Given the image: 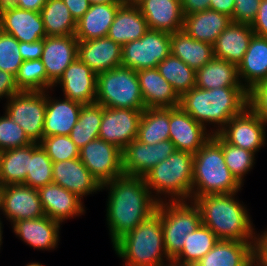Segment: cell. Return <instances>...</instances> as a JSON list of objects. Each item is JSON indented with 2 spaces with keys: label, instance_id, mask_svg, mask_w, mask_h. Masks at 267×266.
<instances>
[{
  "label": "cell",
  "instance_id": "cell-1",
  "mask_svg": "<svg viewBox=\"0 0 267 266\" xmlns=\"http://www.w3.org/2000/svg\"><path fill=\"white\" fill-rule=\"evenodd\" d=\"M108 190L106 221L112 245L156 212L158 201L144 177L121 175L102 184Z\"/></svg>",
  "mask_w": 267,
  "mask_h": 266
},
{
  "label": "cell",
  "instance_id": "cell-2",
  "mask_svg": "<svg viewBox=\"0 0 267 266\" xmlns=\"http://www.w3.org/2000/svg\"><path fill=\"white\" fill-rule=\"evenodd\" d=\"M249 92L244 87L202 89L194 87L180 97L179 106L195 121L218 133L234 116L248 107Z\"/></svg>",
  "mask_w": 267,
  "mask_h": 266
},
{
  "label": "cell",
  "instance_id": "cell-3",
  "mask_svg": "<svg viewBox=\"0 0 267 266\" xmlns=\"http://www.w3.org/2000/svg\"><path fill=\"white\" fill-rule=\"evenodd\" d=\"M236 193L211 194L197 197L194 202L201 212L202 224L219 240L254 241L255 226L247 207Z\"/></svg>",
  "mask_w": 267,
  "mask_h": 266
},
{
  "label": "cell",
  "instance_id": "cell-4",
  "mask_svg": "<svg viewBox=\"0 0 267 266\" xmlns=\"http://www.w3.org/2000/svg\"><path fill=\"white\" fill-rule=\"evenodd\" d=\"M124 266H164L171 261L164 248L160 215L155 212L113 244Z\"/></svg>",
  "mask_w": 267,
  "mask_h": 266
},
{
  "label": "cell",
  "instance_id": "cell-5",
  "mask_svg": "<svg viewBox=\"0 0 267 266\" xmlns=\"http://www.w3.org/2000/svg\"><path fill=\"white\" fill-rule=\"evenodd\" d=\"M242 187L225 163L222 146L211 136L194 154L191 200L211 194L236 193Z\"/></svg>",
  "mask_w": 267,
  "mask_h": 266
},
{
  "label": "cell",
  "instance_id": "cell-6",
  "mask_svg": "<svg viewBox=\"0 0 267 266\" xmlns=\"http://www.w3.org/2000/svg\"><path fill=\"white\" fill-rule=\"evenodd\" d=\"M193 159L194 154L176 150L144 176L148 189L158 202L191 200Z\"/></svg>",
  "mask_w": 267,
  "mask_h": 266
},
{
  "label": "cell",
  "instance_id": "cell-7",
  "mask_svg": "<svg viewBox=\"0 0 267 266\" xmlns=\"http://www.w3.org/2000/svg\"><path fill=\"white\" fill-rule=\"evenodd\" d=\"M156 212L161 218L165 251L173 260L182 251L187 234L202 223L200 209L192 200H167L158 202Z\"/></svg>",
  "mask_w": 267,
  "mask_h": 266
},
{
  "label": "cell",
  "instance_id": "cell-8",
  "mask_svg": "<svg viewBox=\"0 0 267 266\" xmlns=\"http://www.w3.org/2000/svg\"><path fill=\"white\" fill-rule=\"evenodd\" d=\"M96 104L144 110L137 72L123 66L97 74Z\"/></svg>",
  "mask_w": 267,
  "mask_h": 266
},
{
  "label": "cell",
  "instance_id": "cell-9",
  "mask_svg": "<svg viewBox=\"0 0 267 266\" xmlns=\"http://www.w3.org/2000/svg\"><path fill=\"white\" fill-rule=\"evenodd\" d=\"M5 103V113L35 143L43 139L46 91H20Z\"/></svg>",
  "mask_w": 267,
  "mask_h": 266
},
{
  "label": "cell",
  "instance_id": "cell-10",
  "mask_svg": "<svg viewBox=\"0 0 267 266\" xmlns=\"http://www.w3.org/2000/svg\"><path fill=\"white\" fill-rule=\"evenodd\" d=\"M170 44L171 34L149 29L122 46V66L135 71L155 68L171 53Z\"/></svg>",
  "mask_w": 267,
  "mask_h": 266
},
{
  "label": "cell",
  "instance_id": "cell-11",
  "mask_svg": "<svg viewBox=\"0 0 267 266\" xmlns=\"http://www.w3.org/2000/svg\"><path fill=\"white\" fill-rule=\"evenodd\" d=\"M79 159L101 185L124 175L122 150L101 138L82 147Z\"/></svg>",
  "mask_w": 267,
  "mask_h": 266
},
{
  "label": "cell",
  "instance_id": "cell-12",
  "mask_svg": "<svg viewBox=\"0 0 267 266\" xmlns=\"http://www.w3.org/2000/svg\"><path fill=\"white\" fill-rule=\"evenodd\" d=\"M266 126L248 106L231 118L218 134L231 145L253 152L255 155L266 143Z\"/></svg>",
  "mask_w": 267,
  "mask_h": 266
},
{
  "label": "cell",
  "instance_id": "cell-13",
  "mask_svg": "<svg viewBox=\"0 0 267 266\" xmlns=\"http://www.w3.org/2000/svg\"><path fill=\"white\" fill-rule=\"evenodd\" d=\"M1 214L12 224L24 219L45 216L38 189L25 184L2 186L0 189Z\"/></svg>",
  "mask_w": 267,
  "mask_h": 266
},
{
  "label": "cell",
  "instance_id": "cell-14",
  "mask_svg": "<svg viewBox=\"0 0 267 266\" xmlns=\"http://www.w3.org/2000/svg\"><path fill=\"white\" fill-rule=\"evenodd\" d=\"M144 110L103 107L99 138L123 150L137 139Z\"/></svg>",
  "mask_w": 267,
  "mask_h": 266
},
{
  "label": "cell",
  "instance_id": "cell-15",
  "mask_svg": "<svg viewBox=\"0 0 267 266\" xmlns=\"http://www.w3.org/2000/svg\"><path fill=\"white\" fill-rule=\"evenodd\" d=\"M176 151L170 140L144 144L135 139L122 150L125 175L144 177L159 162Z\"/></svg>",
  "mask_w": 267,
  "mask_h": 266
},
{
  "label": "cell",
  "instance_id": "cell-16",
  "mask_svg": "<svg viewBox=\"0 0 267 266\" xmlns=\"http://www.w3.org/2000/svg\"><path fill=\"white\" fill-rule=\"evenodd\" d=\"M169 140L177 151L195 154L212 136L203 125L195 121L180 106L169 108Z\"/></svg>",
  "mask_w": 267,
  "mask_h": 266
},
{
  "label": "cell",
  "instance_id": "cell-17",
  "mask_svg": "<svg viewBox=\"0 0 267 266\" xmlns=\"http://www.w3.org/2000/svg\"><path fill=\"white\" fill-rule=\"evenodd\" d=\"M58 85L67 99L83 105L96 102L97 74L78 57L65 69L53 88Z\"/></svg>",
  "mask_w": 267,
  "mask_h": 266
},
{
  "label": "cell",
  "instance_id": "cell-18",
  "mask_svg": "<svg viewBox=\"0 0 267 266\" xmlns=\"http://www.w3.org/2000/svg\"><path fill=\"white\" fill-rule=\"evenodd\" d=\"M78 40L75 35L46 36L43 39L41 61L47 79L54 85L65 69L77 58Z\"/></svg>",
  "mask_w": 267,
  "mask_h": 266
},
{
  "label": "cell",
  "instance_id": "cell-19",
  "mask_svg": "<svg viewBox=\"0 0 267 266\" xmlns=\"http://www.w3.org/2000/svg\"><path fill=\"white\" fill-rule=\"evenodd\" d=\"M53 183L78 195L81 199L102 191L101 184L79 158L53 162Z\"/></svg>",
  "mask_w": 267,
  "mask_h": 266
},
{
  "label": "cell",
  "instance_id": "cell-20",
  "mask_svg": "<svg viewBox=\"0 0 267 266\" xmlns=\"http://www.w3.org/2000/svg\"><path fill=\"white\" fill-rule=\"evenodd\" d=\"M45 215L62 222L84 215L83 199L60 185L51 183L38 189Z\"/></svg>",
  "mask_w": 267,
  "mask_h": 266
},
{
  "label": "cell",
  "instance_id": "cell-21",
  "mask_svg": "<svg viewBox=\"0 0 267 266\" xmlns=\"http://www.w3.org/2000/svg\"><path fill=\"white\" fill-rule=\"evenodd\" d=\"M11 225L18 239L39 251L55 250L60 241L61 223L46 215L41 218L15 221Z\"/></svg>",
  "mask_w": 267,
  "mask_h": 266
},
{
  "label": "cell",
  "instance_id": "cell-22",
  "mask_svg": "<svg viewBox=\"0 0 267 266\" xmlns=\"http://www.w3.org/2000/svg\"><path fill=\"white\" fill-rule=\"evenodd\" d=\"M77 57L99 74L122 66V46L107 36L79 41Z\"/></svg>",
  "mask_w": 267,
  "mask_h": 266
},
{
  "label": "cell",
  "instance_id": "cell-23",
  "mask_svg": "<svg viewBox=\"0 0 267 266\" xmlns=\"http://www.w3.org/2000/svg\"><path fill=\"white\" fill-rule=\"evenodd\" d=\"M137 6L150 30L169 34L182 31L184 13L181 0H143Z\"/></svg>",
  "mask_w": 267,
  "mask_h": 266
},
{
  "label": "cell",
  "instance_id": "cell-24",
  "mask_svg": "<svg viewBox=\"0 0 267 266\" xmlns=\"http://www.w3.org/2000/svg\"><path fill=\"white\" fill-rule=\"evenodd\" d=\"M49 93L47 90L43 137L69 135L78 121L83 104L65 97L55 99Z\"/></svg>",
  "mask_w": 267,
  "mask_h": 266
},
{
  "label": "cell",
  "instance_id": "cell-25",
  "mask_svg": "<svg viewBox=\"0 0 267 266\" xmlns=\"http://www.w3.org/2000/svg\"><path fill=\"white\" fill-rule=\"evenodd\" d=\"M145 108H173L180 97L172 85L160 74L157 67L136 71Z\"/></svg>",
  "mask_w": 267,
  "mask_h": 266
},
{
  "label": "cell",
  "instance_id": "cell-26",
  "mask_svg": "<svg viewBox=\"0 0 267 266\" xmlns=\"http://www.w3.org/2000/svg\"><path fill=\"white\" fill-rule=\"evenodd\" d=\"M254 241L218 240L193 266H253Z\"/></svg>",
  "mask_w": 267,
  "mask_h": 266
},
{
  "label": "cell",
  "instance_id": "cell-27",
  "mask_svg": "<svg viewBox=\"0 0 267 266\" xmlns=\"http://www.w3.org/2000/svg\"><path fill=\"white\" fill-rule=\"evenodd\" d=\"M242 86L249 92L267 79V38L253 35L242 61L237 66Z\"/></svg>",
  "mask_w": 267,
  "mask_h": 266
},
{
  "label": "cell",
  "instance_id": "cell-28",
  "mask_svg": "<svg viewBox=\"0 0 267 266\" xmlns=\"http://www.w3.org/2000/svg\"><path fill=\"white\" fill-rule=\"evenodd\" d=\"M1 18L2 31L19 42H34L47 36L40 12L16 8L3 13Z\"/></svg>",
  "mask_w": 267,
  "mask_h": 266
},
{
  "label": "cell",
  "instance_id": "cell-29",
  "mask_svg": "<svg viewBox=\"0 0 267 266\" xmlns=\"http://www.w3.org/2000/svg\"><path fill=\"white\" fill-rule=\"evenodd\" d=\"M122 5L123 3H91L88 11L77 21V40L88 41L106 37Z\"/></svg>",
  "mask_w": 267,
  "mask_h": 266
},
{
  "label": "cell",
  "instance_id": "cell-30",
  "mask_svg": "<svg viewBox=\"0 0 267 266\" xmlns=\"http://www.w3.org/2000/svg\"><path fill=\"white\" fill-rule=\"evenodd\" d=\"M253 35L251 25L231 22L213 44L214 57L238 66Z\"/></svg>",
  "mask_w": 267,
  "mask_h": 266
},
{
  "label": "cell",
  "instance_id": "cell-31",
  "mask_svg": "<svg viewBox=\"0 0 267 266\" xmlns=\"http://www.w3.org/2000/svg\"><path fill=\"white\" fill-rule=\"evenodd\" d=\"M232 22L231 17L215 10L184 15L183 31L193 39L208 44H214L217 37Z\"/></svg>",
  "mask_w": 267,
  "mask_h": 266
},
{
  "label": "cell",
  "instance_id": "cell-32",
  "mask_svg": "<svg viewBox=\"0 0 267 266\" xmlns=\"http://www.w3.org/2000/svg\"><path fill=\"white\" fill-rule=\"evenodd\" d=\"M148 30L140 8L123 4L115 15L107 37L123 46L130 41L139 40Z\"/></svg>",
  "mask_w": 267,
  "mask_h": 266
},
{
  "label": "cell",
  "instance_id": "cell-33",
  "mask_svg": "<svg viewBox=\"0 0 267 266\" xmlns=\"http://www.w3.org/2000/svg\"><path fill=\"white\" fill-rule=\"evenodd\" d=\"M171 54L197 71L214 58L213 45L197 41L183 30L171 34Z\"/></svg>",
  "mask_w": 267,
  "mask_h": 266
},
{
  "label": "cell",
  "instance_id": "cell-34",
  "mask_svg": "<svg viewBox=\"0 0 267 266\" xmlns=\"http://www.w3.org/2000/svg\"><path fill=\"white\" fill-rule=\"evenodd\" d=\"M196 87L210 90L222 87H243L236 64L213 58L196 71Z\"/></svg>",
  "mask_w": 267,
  "mask_h": 266
},
{
  "label": "cell",
  "instance_id": "cell-35",
  "mask_svg": "<svg viewBox=\"0 0 267 266\" xmlns=\"http://www.w3.org/2000/svg\"><path fill=\"white\" fill-rule=\"evenodd\" d=\"M32 158V143L0 152V181L2 186L24 184Z\"/></svg>",
  "mask_w": 267,
  "mask_h": 266
},
{
  "label": "cell",
  "instance_id": "cell-36",
  "mask_svg": "<svg viewBox=\"0 0 267 266\" xmlns=\"http://www.w3.org/2000/svg\"><path fill=\"white\" fill-rule=\"evenodd\" d=\"M40 13L47 36L75 35L77 22L63 0H47Z\"/></svg>",
  "mask_w": 267,
  "mask_h": 266
},
{
  "label": "cell",
  "instance_id": "cell-37",
  "mask_svg": "<svg viewBox=\"0 0 267 266\" xmlns=\"http://www.w3.org/2000/svg\"><path fill=\"white\" fill-rule=\"evenodd\" d=\"M215 233L202 223L194 232L188 233L182 251L173 259L179 264L194 265L218 242Z\"/></svg>",
  "mask_w": 267,
  "mask_h": 266
},
{
  "label": "cell",
  "instance_id": "cell-38",
  "mask_svg": "<svg viewBox=\"0 0 267 266\" xmlns=\"http://www.w3.org/2000/svg\"><path fill=\"white\" fill-rule=\"evenodd\" d=\"M169 108H145L139 123L137 140L155 144L169 140Z\"/></svg>",
  "mask_w": 267,
  "mask_h": 266
},
{
  "label": "cell",
  "instance_id": "cell-39",
  "mask_svg": "<svg viewBox=\"0 0 267 266\" xmlns=\"http://www.w3.org/2000/svg\"><path fill=\"white\" fill-rule=\"evenodd\" d=\"M102 116V105L94 103L82 106L78 121L69 134V137L79 150L89 142L99 138Z\"/></svg>",
  "mask_w": 267,
  "mask_h": 266
},
{
  "label": "cell",
  "instance_id": "cell-40",
  "mask_svg": "<svg viewBox=\"0 0 267 266\" xmlns=\"http://www.w3.org/2000/svg\"><path fill=\"white\" fill-rule=\"evenodd\" d=\"M157 69L179 97L196 85V71L171 53L158 63Z\"/></svg>",
  "mask_w": 267,
  "mask_h": 266
},
{
  "label": "cell",
  "instance_id": "cell-41",
  "mask_svg": "<svg viewBox=\"0 0 267 266\" xmlns=\"http://www.w3.org/2000/svg\"><path fill=\"white\" fill-rule=\"evenodd\" d=\"M212 137L222 146L225 163L231 174L243 186L246 174L254 168L255 154L227 143L218 133L212 134Z\"/></svg>",
  "mask_w": 267,
  "mask_h": 266
},
{
  "label": "cell",
  "instance_id": "cell-42",
  "mask_svg": "<svg viewBox=\"0 0 267 266\" xmlns=\"http://www.w3.org/2000/svg\"><path fill=\"white\" fill-rule=\"evenodd\" d=\"M19 91H47L53 84L47 79V73L41 59L24 60L15 76Z\"/></svg>",
  "mask_w": 267,
  "mask_h": 266
},
{
  "label": "cell",
  "instance_id": "cell-43",
  "mask_svg": "<svg viewBox=\"0 0 267 266\" xmlns=\"http://www.w3.org/2000/svg\"><path fill=\"white\" fill-rule=\"evenodd\" d=\"M53 162L39 143H32V158L25 185L39 189L53 183Z\"/></svg>",
  "mask_w": 267,
  "mask_h": 266
},
{
  "label": "cell",
  "instance_id": "cell-44",
  "mask_svg": "<svg viewBox=\"0 0 267 266\" xmlns=\"http://www.w3.org/2000/svg\"><path fill=\"white\" fill-rule=\"evenodd\" d=\"M52 162L79 158V149L69 135L43 137L39 142Z\"/></svg>",
  "mask_w": 267,
  "mask_h": 266
},
{
  "label": "cell",
  "instance_id": "cell-45",
  "mask_svg": "<svg viewBox=\"0 0 267 266\" xmlns=\"http://www.w3.org/2000/svg\"><path fill=\"white\" fill-rule=\"evenodd\" d=\"M33 143L6 113L0 116V152Z\"/></svg>",
  "mask_w": 267,
  "mask_h": 266
},
{
  "label": "cell",
  "instance_id": "cell-46",
  "mask_svg": "<svg viewBox=\"0 0 267 266\" xmlns=\"http://www.w3.org/2000/svg\"><path fill=\"white\" fill-rule=\"evenodd\" d=\"M23 59L19 52V41L10 34H0V70L16 76Z\"/></svg>",
  "mask_w": 267,
  "mask_h": 266
},
{
  "label": "cell",
  "instance_id": "cell-47",
  "mask_svg": "<svg viewBox=\"0 0 267 266\" xmlns=\"http://www.w3.org/2000/svg\"><path fill=\"white\" fill-rule=\"evenodd\" d=\"M248 106L267 126V79L249 91Z\"/></svg>",
  "mask_w": 267,
  "mask_h": 266
},
{
  "label": "cell",
  "instance_id": "cell-48",
  "mask_svg": "<svg viewBox=\"0 0 267 266\" xmlns=\"http://www.w3.org/2000/svg\"><path fill=\"white\" fill-rule=\"evenodd\" d=\"M261 0H235L232 22L251 25L258 13Z\"/></svg>",
  "mask_w": 267,
  "mask_h": 266
},
{
  "label": "cell",
  "instance_id": "cell-49",
  "mask_svg": "<svg viewBox=\"0 0 267 266\" xmlns=\"http://www.w3.org/2000/svg\"><path fill=\"white\" fill-rule=\"evenodd\" d=\"M253 255L255 266H267V228L255 234Z\"/></svg>",
  "mask_w": 267,
  "mask_h": 266
},
{
  "label": "cell",
  "instance_id": "cell-50",
  "mask_svg": "<svg viewBox=\"0 0 267 266\" xmlns=\"http://www.w3.org/2000/svg\"><path fill=\"white\" fill-rule=\"evenodd\" d=\"M19 52L23 60L41 59L43 39L34 42H19Z\"/></svg>",
  "mask_w": 267,
  "mask_h": 266
},
{
  "label": "cell",
  "instance_id": "cell-51",
  "mask_svg": "<svg viewBox=\"0 0 267 266\" xmlns=\"http://www.w3.org/2000/svg\"><path fill=\"white\" fill-rule=\"evenodd\" d=\"M19 92L15 83V76L9 72L0 70V98L5 97L8 100L11 96Z\"/></svg>",
  "mask_w": 267,
  "mask_h": 266
},
{
  "label": "cell",
  "instance_id": "cell-52",
  "mask_svg": "<svg viewBox=\"0 0 267 266\" xmlns=\"http://www.w3.org/2000/svg\"><path fill=\"white\" fill-rule=\"evenodd\" d=\"M255 35L267 38V0H261L257 16L251 24Z\"/></svg>",
  "mask_w": 267,
  "mask_h": 266
},
{
  "label": "cell",
  "instance_id": "cell-53",
  "mask_svg": "<svg viewBox=\"0 0 267 266\" xmlns=\"http://www.w3.org/2000/svg\"><path fill=\"white\" fill-rule=\"evenodd\" d=\"M70 10L72 17L77 22L90 8V0H63Z\"/></svg>",
  "mask_w": 267,
  "mask_h": 266
},
{
  "label": "cell",
  "instance_id": "cell-54",
  "mask_svg": "<svg viewBox=\"0 0 267 266\" xmlns=\"http://www.w3.org/2000/svg\"><path fill=\"white\" fill-rule=\"evenodd\" d=\"M210 0H181L184 15H190L209 9Z\"/></svg>",
  "mask_w": 267,
  "mask_h": 266
},
{
  "label": "cell",
  "instance_id": "cell-55",
  "mask_svg": "<svg viewBox=\"0 0 267 266\" xmlns=\"http://www.w3.org/2000/svg\"><path fill=\"white\" fill-rule=\"evenodd\" d=\"M235 0H210L209 9L226 14L232 18Z\"/></svg>",
  "mask_w": 267,
  "mask_h": 266
},
{
  "label": "cell",
  "instance_id": "cell-56",
  "mask_svg": "<svg viewBox=\"0 0 267 266\" xmlns=\"http://www.w3.org/2000/svg\"><path fill=\"white\" fill-rule=\"evenodd\" d=\"M47 0H17L18 8L34 12H41Z\"/></svg>",
  "mask_w": 267,
  "mask_h": 266
},
{
  "label": "cell",
  "instance_id": "cell-57",
  "mask_svg": "<svg viewBox=\"0 0 267 266\" xmlns=\"http://www.w3.org/2000/svg\"><path fill=\"white\" fill-rule=\"evenodd\" d=\"M18 8L17 0H0V14Z\"/></svg>",
  "mask_w": 267,
  "mask_h": 266
},
{
  "label": "cell",
  "instance_id": "cell-58",
  "mask_svg": "<svg viewBox=\"0 0 267 266\" xmlns=\"http://www.w3.org/2000/svg\"><path fill=\"white\" fill-rule=\"evenodd\" d=\"M124 5H135L137 6L143 0H120Z\"/></svg>",
  "mask_w": 267,
  "mask_h": 266
},
{
  "label": "cell",
  "instance_id": "cell-59",
  "mask_svg": "<svg viewBox=\"0 0 267 266\" xmlns=\"http://www.w3.org/2000/svg\"><path fill=\"white\" fill-rule=\"evenodd\" d=\"M91 3H122L120 0H90Z\"/></svg>",
  "mask_w": 267,
  "mask_h": 266
},
{
  "label": "cell",
  "instance_id": "cell-60",
  "mask_svg": "<svg viewBox=\"0 0 267 266\" xmlns=\"http://www.w3.org/2000/svg\"><path fill=\"white\" fill-rule=\"evenodd\" d=\"M164 266H189V265H186V264H179L173 260L167 262Z\"/></svg>",
  "mask_w": 267,
  "mask_h": 266
},
{
  "label": "cell",
  "instance_id": "cell-61",
  "mask_svg": "<svg viewBox=\"0 0 267 266\" xmlns=\"http://www.w3.org/2000/svg\"><path fill=\"white\" fill-rule=\"evenodd\" d=\"M3 223H2V221H1V217H0V249H1V247H2V238H3V225H2Z\"/></svg>",
  "mask_w": 267,
  "mask_h": 266
},
{
  "label": "cell",
  "instance_id": "cell-62",
  "mask_svg": "<svg viewBox=\"0 0 267 266\" xmlns=\"http://www.w3.org/2000/svg\"><path fill=\"white\" fill-rule=\"evenodd\" d=\"M25 266H45V265L39 262H31V263L26 264Z\"/></svg>",
  "mask_w": 267,
  "mask_h": 266
},
{
  "label": "cell",
  "instance_id": "cell-63",
  "mask_svg": "<svg viewBox=\"0 0 267 266\" xmlns=\"http://www.w3.org/2000/svg\"><path fill=\"white\" fill-rule=\"evenodd\" d=\"M2 18H1V14H0V34L2 33Z\"/></svg>",
  "mask_w": 267,
  "mask_h": 266
}]
</instances>
